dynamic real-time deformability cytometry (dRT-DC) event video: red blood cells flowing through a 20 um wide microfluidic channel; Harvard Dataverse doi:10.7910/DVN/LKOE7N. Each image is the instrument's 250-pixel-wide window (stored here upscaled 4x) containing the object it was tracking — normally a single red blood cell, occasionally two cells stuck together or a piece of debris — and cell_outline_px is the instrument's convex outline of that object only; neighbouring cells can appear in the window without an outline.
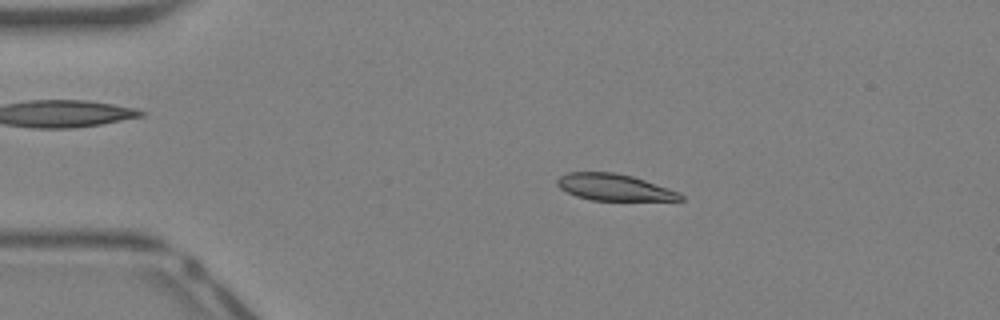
{"species": "Egyptian fruit bat (a non-hibernating species)", "species_latin": "Rousettus aegyptiacus", "temperature_condition": "warm", "stored_images_in_passage": 41, "camera_frame_rate_fps": 3000, "um_per_image_px": 0.085, "animal": {"sex": "female"}, "frame": {"image": 1, "passage_image": 8, "time_ms": 2.333, "image_size_px": [1000, 320], "cell_outline_px": [[684, 200], [592, 200], [576, 196], [560, 188], [556, 184], [556, 180], [560, 176], [568, 172], [612, 172], [632, 176], [680, 192], [684, 196]], "centroid_in_image_um": [52.2, 15.92], "position_along_channel_um": 32.8, "area_um2": 18.96}}
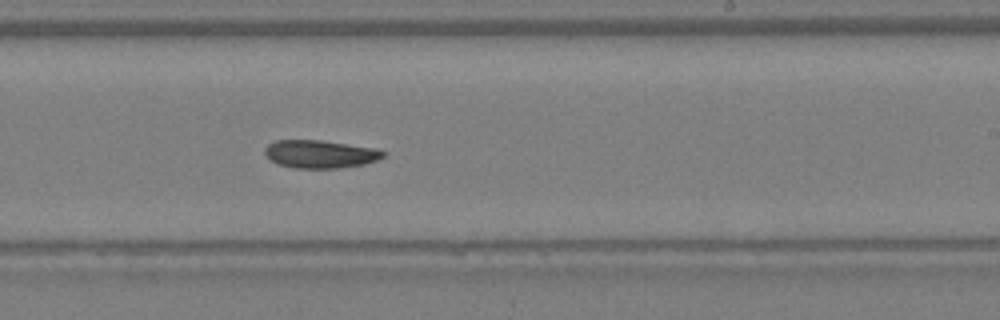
{"frame": {"image": 2, "passage_image": 25, "time_ms": 8.0, "image_size_px": [1000, 320], "cell_outline_px": [[384, 156], [376, 160], [364, 164], [340, 168], [296, 168], [276, 164], [264, 152], [264, 148], [268, 144], [276, 140], [320, 140], [376, 148], [384, 152]], "centroid_in_image_um": [27.19, 13.09], "position_along_channel_um": 261.8, "area_um2": 19.19}}
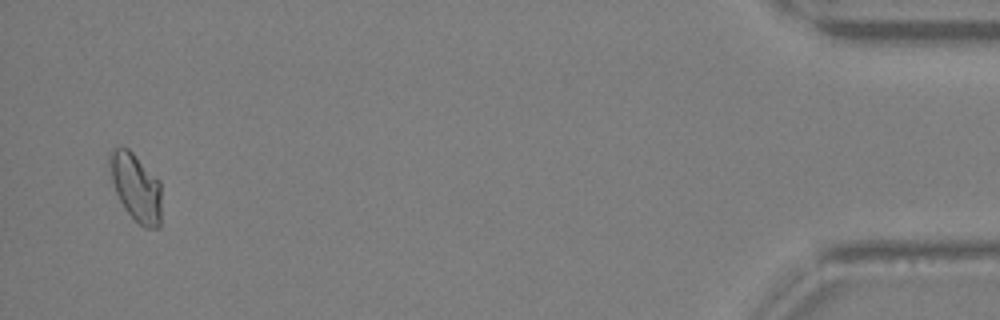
{"frame": {"image": 3, "passage_image": 40, "time_ms": 13.0, "image_size_px": [1000, 320], "cell_outline_px": [[160, 228], [144, 228], [124, 208], [116, 192], [112, 180], [108, 164], [108, 152], [112, 148], [128, 148], [160, 180]], "centroid_in_image_um": [11.54, 15.89], "position_along_channel_um": 423.7, "area_um2": 20.4}}